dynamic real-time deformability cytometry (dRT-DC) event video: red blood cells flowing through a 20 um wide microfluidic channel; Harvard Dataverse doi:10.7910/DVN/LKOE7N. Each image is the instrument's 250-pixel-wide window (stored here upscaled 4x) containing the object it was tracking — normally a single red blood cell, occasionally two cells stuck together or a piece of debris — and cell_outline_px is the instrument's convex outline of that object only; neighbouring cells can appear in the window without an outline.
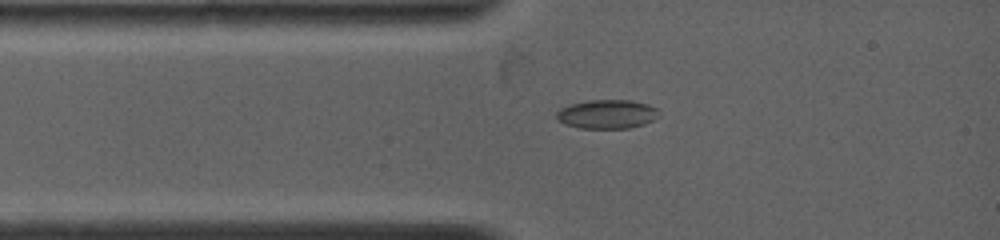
{"species": "common noctule bat (a hibernating species)", "species_latin": "Nyctalus noctula", "temperature_condition": "warm", "stored_images_in_passage": 4, "camera_frame_rate_fps": 4500, "um_per_image_px": 0.085, "animal": {"sex": "female", "body_mass_g": 19.0, "forearm_length_mm": 53.3}, "frame": {"image": 1, "passage_image": 2, "time_ms": 0.889, "image_size_px": [1000, 240], "cell_outline_px": [[660, 116], [644, 124], [628, 128], [580, 128], [564, 124], [556, 116], [556, 112], [560, 108], [572, 104], [588, 100], [632, 100], [648, 104], [656, 108], [660, 112]], "centroid_in_image_um": [51.62, 9.7], "position_along_channel_um": 33.4, "area_um2": 17.28}}
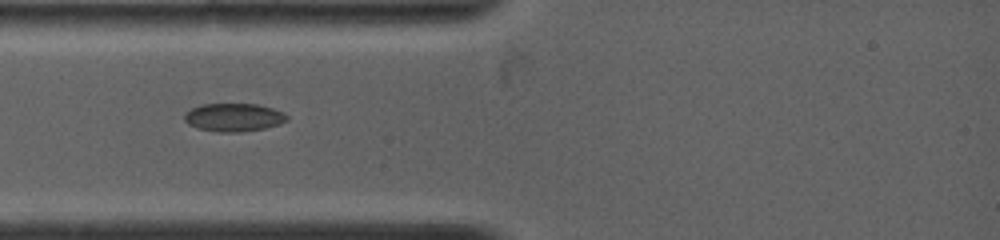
{"frame": {"image": 2, "passage_image": 3, "time_ms": 1.778, "image_size_px": [1000, 240], "cell_outline_px": [[288, 120], [280, 124], [264, 128], [240, 132], [220, 132], [196, 128], [188, 124], [184, 120], [184, 116], [192, 108], [200, 104], [256, 104], [272, 108], [288, 116]], "centroid_in_image_um": [19.85, 9.98], "position_along_channel_um": 65.1, "area_um2": 16.7}}
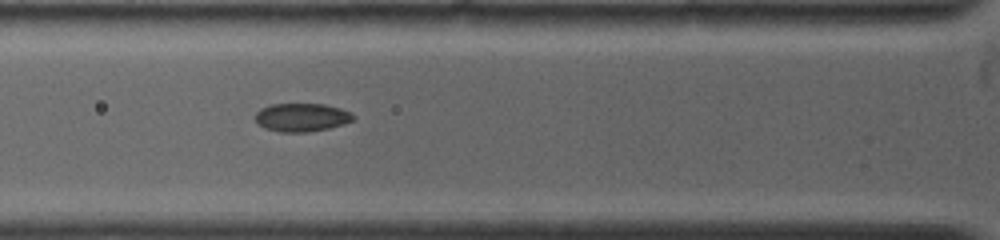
{"frame": {"image": 3, "passage_image": 4, "time_ms": 2.667, "image_size_px": [1000, 240], "cell_outline_px": [[352, 120], [328, 128], [304, 132], [280, 132], [268, 128], [260, 124], [256, 120], [256, 112], [260, 108], [272, 104], [324, 104], [340, 108], [348, 112], [352, 116]], "centroid_in_image_um": [25.6, 9.96], "position_along_channel_um": 100.2, "area_um2": 15.66}}